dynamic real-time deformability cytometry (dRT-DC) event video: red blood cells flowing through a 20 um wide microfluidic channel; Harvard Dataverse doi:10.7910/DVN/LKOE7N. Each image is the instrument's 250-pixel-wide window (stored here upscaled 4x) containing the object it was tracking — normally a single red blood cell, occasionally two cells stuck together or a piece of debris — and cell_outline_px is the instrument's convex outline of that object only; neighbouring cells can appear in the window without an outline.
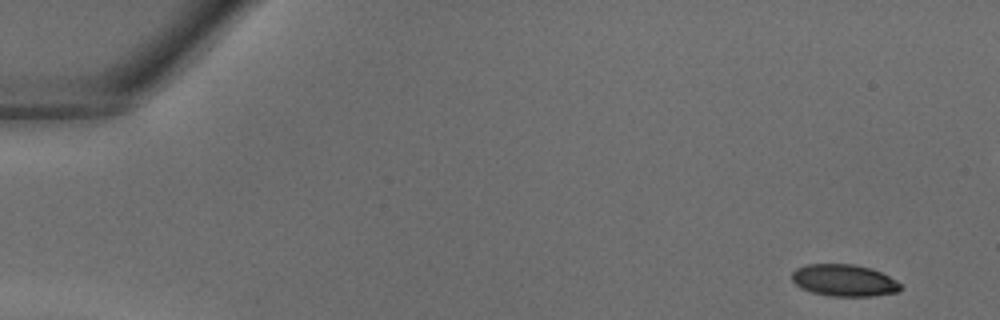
{"species": "common noctule bat (a hibernating species)", "species_latin": "Nyctalus noctula", "temperature_condition": "warm", "stored_images_in_passage": 11, "camera_frame_rate_fps": 3000, "um_per_image_px": 0.085, "animal": {"sex": "male", "body_mass_g": 18.8}, "frame": {"image": 1, "passage_image": 1, "time_ms": 0.0, "image_size_px": [1000, 320], "cell_outline_px": [[900, 288], [896, 292], [872, 296], [828, 296], [812, 292], [800, 288], [792, 280], [792, 272], [796, 268], [804, 264], [852, 264], [872, 268], [896, 280], [900, 284]], "centroid_in_image_um": [71.7, 23.82], "position_along_channel_um": 13.3, "area_um2": 20.17}}